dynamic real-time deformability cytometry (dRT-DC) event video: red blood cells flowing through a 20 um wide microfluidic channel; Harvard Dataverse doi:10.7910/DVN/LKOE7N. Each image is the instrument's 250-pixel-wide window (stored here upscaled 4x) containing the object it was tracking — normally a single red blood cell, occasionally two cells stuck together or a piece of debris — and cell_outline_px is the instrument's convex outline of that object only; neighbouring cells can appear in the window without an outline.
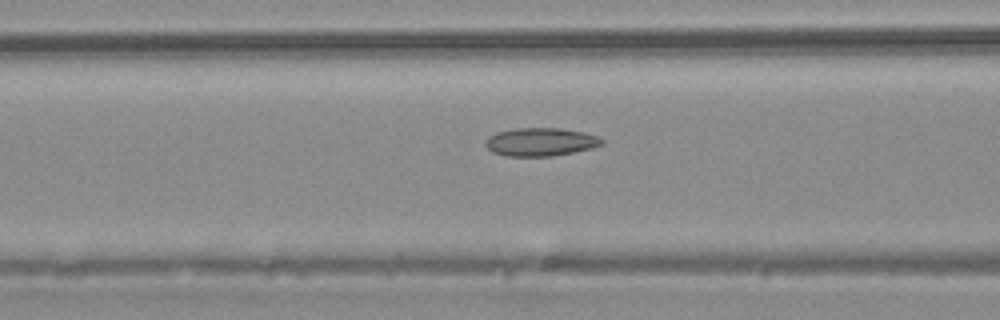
{"species": "common noctule bat (a hibernating species)", "species_latin": "Nyctalus noctula", "temperature_condition": "warm", "stored_images_in_passage": 43, "camera_frame_rate_fps": 3000, "um_per_image_px": 0.085, "animal": {"sex": "male", "body_mass_g": 20.4}, "frame": {"image": 1, "passage_image": 19, "time_ms": 6.0, "image_size_px": [1000, 320], "cell_outline_px": [[604, 144], [592, 148], [552, 156], [504, 156], [492, 152], [484, 144], [488, 136], [496, 132], [512, 128], [560, 128], [584, 132], [596, 136], [604, 140]], "centroid_in_image_um": [45.92, 12.06], "position_along_channel_um": 120.7, "area_um2": 19.25}}
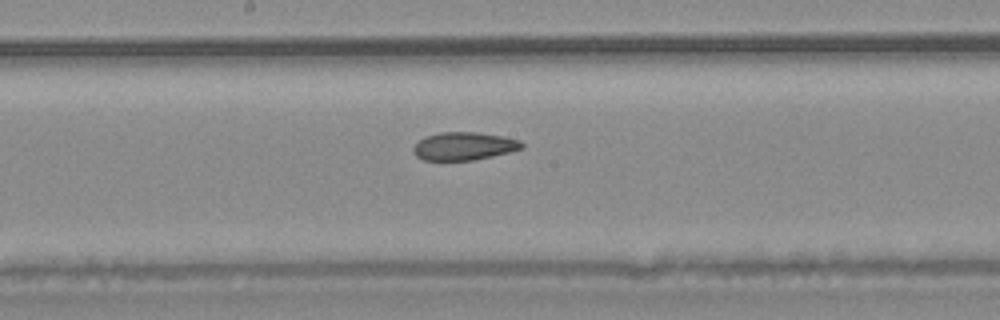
{"frame": {"image": 2, "passage_image": 25, "time_ms": 8.0, "image_size_px": [1000, 320], "cell_outline_px": [[524, 148], [492, 156], [472, 160], [424, 160], [416, 156], [412, 152], [412, 148], [424, 136], [440, 132], [476, 132], [504, 136], [520, 140], [524, 144]], "centroid_in_image_um": [39.43, 12.41], "position_along_channel_um": 208.8, "area_um2": 17.74}}
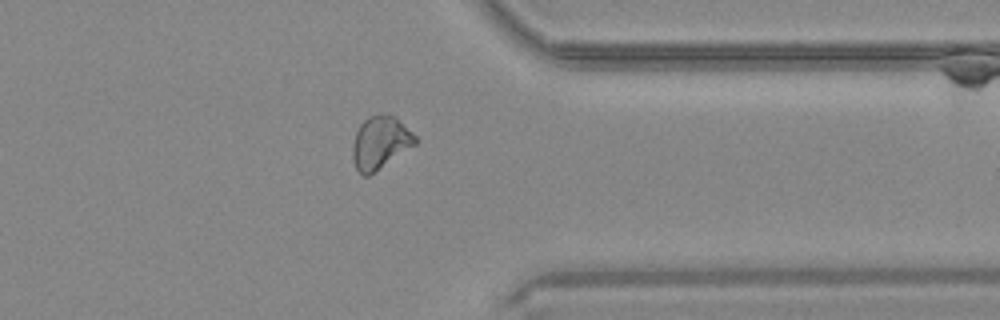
{"frame": {"image": 3, "passage_image": 37, "time_ms": 12.0, "image_size_px": [1000, 320], "cell_outline_px": [[416, 144], [368, 176], [364, 176], [356, 168], [352, 156], [352, 148], [356, 132], [360, 124], [368, 116], [376, 112], [396, 116], [416, 136]], "centroid_in_image_um": [32.31, 12.08], "position_along_channel_um": 379.1, "area_um2": 19.25}}